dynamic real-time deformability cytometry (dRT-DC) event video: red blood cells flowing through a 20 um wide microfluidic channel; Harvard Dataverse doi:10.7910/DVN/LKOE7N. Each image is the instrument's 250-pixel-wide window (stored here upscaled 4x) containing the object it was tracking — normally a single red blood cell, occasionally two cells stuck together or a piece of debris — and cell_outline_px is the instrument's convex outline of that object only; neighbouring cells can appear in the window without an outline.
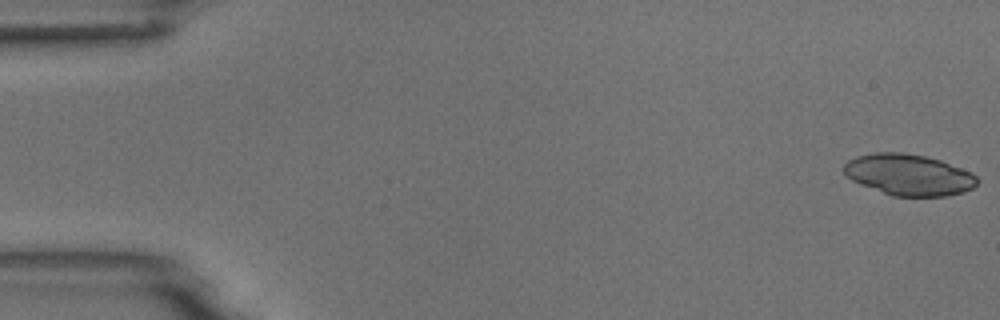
{"species": "common noctule bat (a hibernating species)", "species_latin": "Nyctalus noctula", "temperature_condition": "room temperature", "stored_images_in_passage": 31, "camera_frame_rate_fps": 3000, "um_per_image_px": 0.085, "animal": {"sex": "male", "body_mass_g": 18.8}, "frame": {"image": 1, "passage_image": 1, "time_ms": 0.0, "image_size_px": [1000, 320], "cell_outline_px": [[976, 184], [972, 188], [964, 192], [948, 196], [892, 196], [860, 184], [852, 180], [844, 172], [844, 164], [848, 160], [856, 156], [876, 152], [900, 152], [924, 156], [940, 160], [972, 172], [976, 176]], "centroid_in_image_um": [77.24, 14.86], "position_along_channel_um": 7.8, "area_um2": 31.91}}